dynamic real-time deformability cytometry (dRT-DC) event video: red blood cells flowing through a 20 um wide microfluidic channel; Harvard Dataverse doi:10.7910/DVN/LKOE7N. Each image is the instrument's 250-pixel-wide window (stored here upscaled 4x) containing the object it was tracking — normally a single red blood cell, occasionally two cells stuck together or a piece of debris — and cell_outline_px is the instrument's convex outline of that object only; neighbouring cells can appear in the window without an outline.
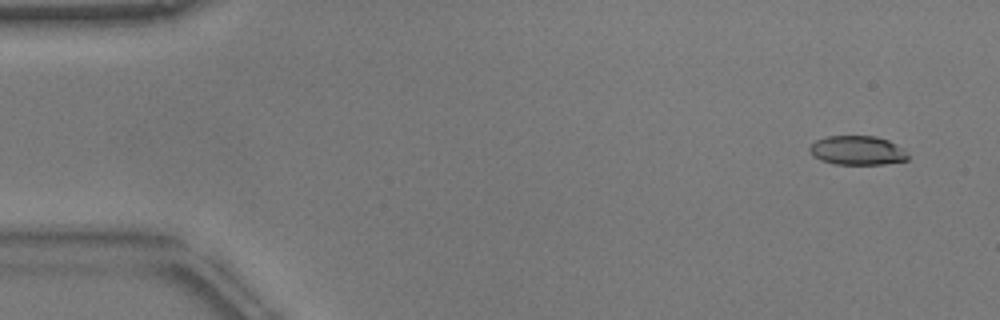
{"species": "common noctule bat (a hibernating species)", "species_latin": "Nyctalus noctula", "temperature_condition": "warm", "stored_images_in_passage": 6, "camera_frame_rate_fps": 3000, "um_per_image_px": 0.085, "animal": {"sex": "male", "body_mass_g": 17.9}, "frame": {"image": 1, "passage_image": 3, "time_ms": 0.667, "image_size_px": [1000, 320], "cell_outline_px": [[908, 160], [884, 164], [836, 164], [820, 160], [812, 156], [808, 148], [816, 140], [828, 136], [876, 136], [888, 140], [904, 148], [908, 156]], "centroid_in_image_um": [72.88, 12.78], "position_along_channel_um": 12.1, "area_um2": 16.76}}